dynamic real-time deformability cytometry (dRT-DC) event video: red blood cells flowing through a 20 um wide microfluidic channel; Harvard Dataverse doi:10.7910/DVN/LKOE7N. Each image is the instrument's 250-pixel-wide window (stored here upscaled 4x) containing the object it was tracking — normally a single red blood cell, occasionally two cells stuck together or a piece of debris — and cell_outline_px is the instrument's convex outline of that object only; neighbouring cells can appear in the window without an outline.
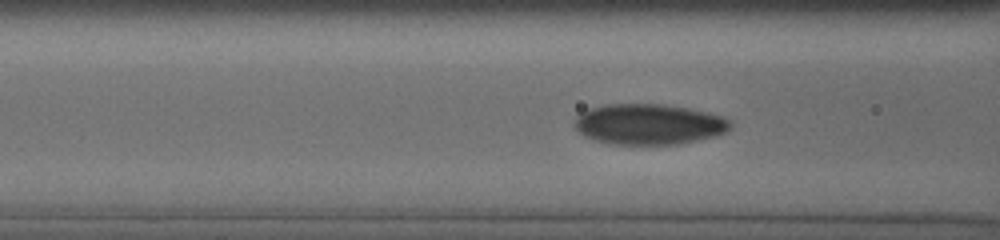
{"species": "human", "species_latin": "Homo sapiens", "temperature_condition": "cold", "stored_images_in_passage": 41, "camera_frame_rate_fps": 3000, "um_per_image_px": 0.085, "donor": {"sex": "male"}, "frame": {"image": 1, "passage_image": 6, "time_ms": 1.667, "image_size_px": [1000, 240], "cell_outline_px": [[732, 128], [728, 132], [716, 136], [680, 144], [608, 144], [596, 140], [580, 132], [576, 128], [576, 116], [580, 112], [588, 108], [604, 104], [664, 104], [688, 108], [724, 116], [732, 120]], "centroid_in_image_um": [55.22, 10.55], "position_along_channel_um": 111.4, "area_um2": 37.17}}
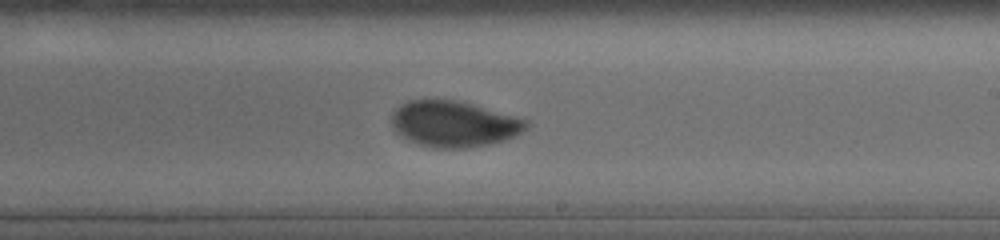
{"frame": {"image": 2, "passage_image": 18, "time_ms": 5.333, "image_size_px": [1000, 240], "cell_outline_px": [[528, 128], [516, 136], [504, 140], [488, 144], [468, 148], [432, 148], [408, 140], [396, 132], [392, 128], [392, 112], [400, 104], [408, 100], [456, 100], [472, 104], [528, 120]], "centroid_in_image_um": [38.57, 10.54], "position_along_channel_um": 250.4, "area_um2": 36.01}}
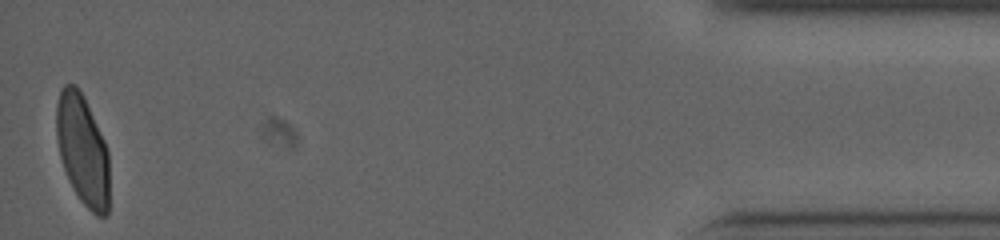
{"frame": {"image": 3, "passage_image": 41, "time_ms": 12.0, "image_size_px": [1000, 240], "cell_outline_px": [[108, 216], [96, 216], [80, 200], [72, 188], [64, 168], [60, 156], [56, 136], [56, 104], [60, 88], [64, 84], [76, 84], [84, 96], [104, 140], [108, 152]], "centroid_in_image_um": [7.0, 12.72], "position_along_channel_um": 428.2, "area_um2": 34.16}, "authors_computed_cell_mechanics": {"area_um2": 35.7782, "velocity_mm_per_s": 3.7842, "shape_relaxation_time_tau1_ms": 5.715, "shape_relaxation_time_tau2_ms": null, "deformation_change_tau1": 0.156, "deformation_change_tau2": null}}